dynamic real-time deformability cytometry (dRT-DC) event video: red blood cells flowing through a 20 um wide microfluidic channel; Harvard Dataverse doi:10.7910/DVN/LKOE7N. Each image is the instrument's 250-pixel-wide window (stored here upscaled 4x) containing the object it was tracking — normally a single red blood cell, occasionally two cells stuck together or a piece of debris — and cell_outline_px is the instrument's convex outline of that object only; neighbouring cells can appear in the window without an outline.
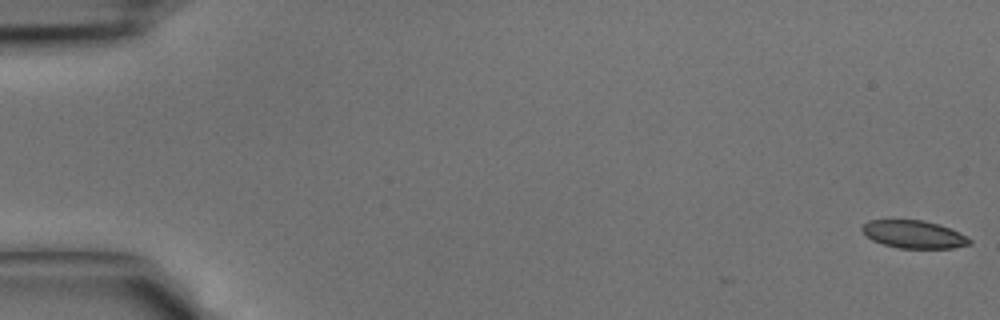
{"species": "common noctule bat (a hibernating species)", "species_latin": "Nyctalus noctula", "temperature_condition": "cold", "stored_images_in_passage": 8, "camera_frame_rate_fps": 3000, "um_per_image_px": 0.085, "animal": {"sex": "male", "body_mass_g": 15.6}, "frame": {"image": 1, "passage_image": 1, "time_ms": 0.0, "image_size_px": [1000, 320], "cell_outline_px": [[972, 244], [952, 248], [896, 248], [872, 240], [864, 236], [860, 228], [868, 220], [924, 220], [940, 224], [960, 232], [972, 240]], "centroid_in_image_um": [77.67, 19.92], "position_along_channel_um": 7.3, "area_um2": 17.63}}